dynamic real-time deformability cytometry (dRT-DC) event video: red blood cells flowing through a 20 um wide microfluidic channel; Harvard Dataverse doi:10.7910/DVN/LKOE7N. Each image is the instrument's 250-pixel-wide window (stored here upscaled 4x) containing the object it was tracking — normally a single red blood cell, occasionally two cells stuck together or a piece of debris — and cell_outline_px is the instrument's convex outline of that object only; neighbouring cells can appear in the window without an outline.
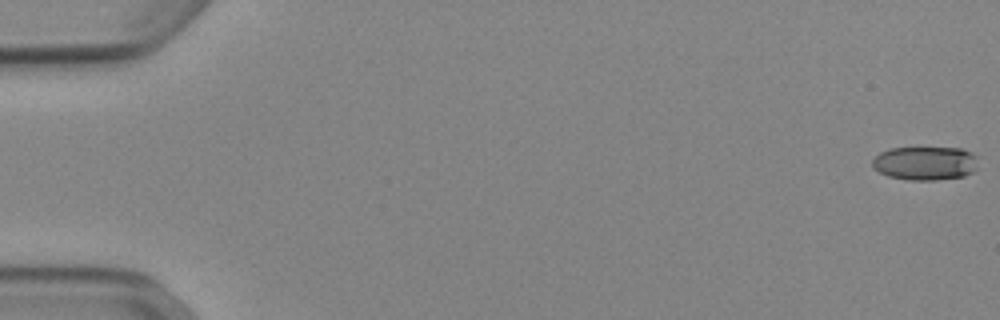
{"species": "Egyptian fruit bat (a non-hibernating species)", "species_latin": "Rousettus aegyptiacus", "temperature_condition": "cold", "stored_images_in_passage": 53, "camera_frame_rate_fps": 3000, "um_per_image_px": 0.085, "animal": {"sex": "female"}, "frame": {"image": 1, "passage_image": 1, "time_ms": 0.0, "image_size_px": [1000, 320], "cell_outline_px": [[976, 168], [972, 172], [964, 176], [936, 180], [908, 180], [888, 176], [872, 168], [872, 160], [880, 152], [892, 148], [960, 148], [972, 152], [976, 156]], "centroid_in_image_um": [78.63, 13.88], "position_along_channel_um": 6.4, "area_um2": 20.81}}
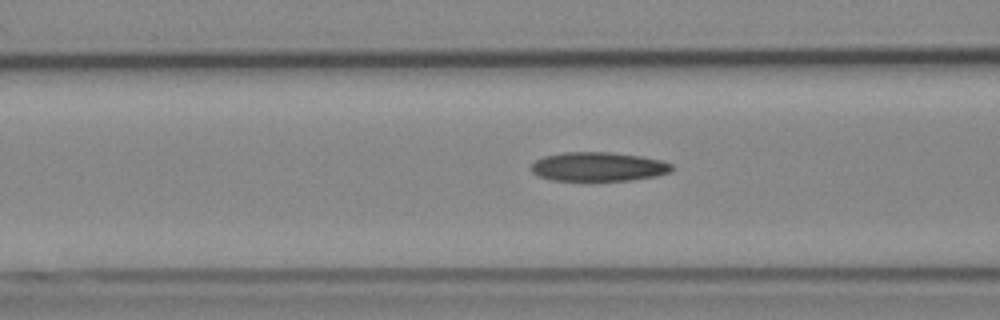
{"frame": {"image": 2, "passage_image": 22, "time_ms": 7.0, "image_size_px": [1000, 320], "cell_outline_px": [[676, 168], [672, 172], [656, 176], [632, 180], [552, 180], [536, 176], [532, 172], [532, 164], [536, 160], [544, 156], [564, 152], [612, 152], [640, 156], [660, 160], [672, 164]], "centroid_in_image_um": [50.89, 14.17], "position_along_channel_um": 115.7, "area_um2": 23.93}}
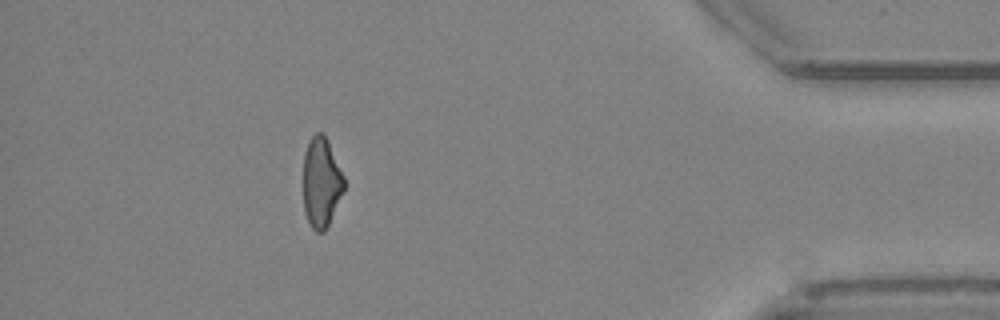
{"frame": {"image": 3, "passage_image": 48, "time_ms": 15.667, "image_size_px": [1000, 320], "cell_outline_px": [[344, 192], [324, 232], [316, 232], [312, 228], [304, 212], [304, 152], [308, 140], [316, 132], [324, 132], [344, 176]], "centroid_in_image_um": [27.31, 15.48], "position_along_channel_um": 407.9, "area_um2": 21.44}, "authors_computed_cell_mechanics": {"area_um2": 23.2934, "velocity_mm_per_s": 3.9046, "shape_relaxation_time_tau1_ms": null, "shape_relaxation_time_tau2_ms": 4.95, "deformation_change_tau1": null, "deformation_change_tau2": 0.1477}}